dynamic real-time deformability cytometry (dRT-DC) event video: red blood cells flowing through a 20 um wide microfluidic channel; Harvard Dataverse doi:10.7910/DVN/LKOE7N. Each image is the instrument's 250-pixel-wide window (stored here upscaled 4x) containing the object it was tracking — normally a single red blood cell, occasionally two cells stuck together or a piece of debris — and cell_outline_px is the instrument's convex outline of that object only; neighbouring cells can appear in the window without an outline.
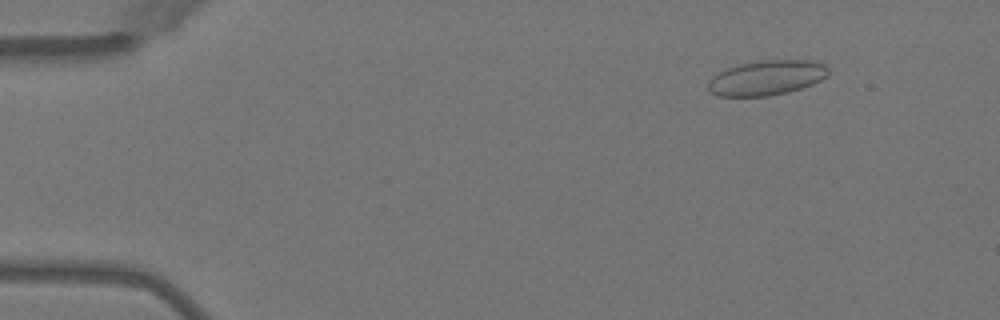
{"species": "Egyptian fruit bat (a non-hibernating species)", "species_latin": "Rousettus aegyptiacus", "temperature_condition": "warm", "stored_images_in_passage": 49, "camera_frame_rate_fps": 3000, "um_per_image_px": 0.085, "animal": {"sex": "female"}, "frame": {"image": 1, "passage_image": 6, "time_ms": 1.667, "image_size_px": [1000, 320], "cell_outline_px": [[828, 76], [812, 84], [788, 92], [768, 96], [716, 96], [708, 88], [708, 84], [712, 76], [736, 64], [760, 60], [812, 60], [824, 64], [828, 68]], "centroid_in_image_um": [65.17, 6.6], "position_along_channel_um": 19.8, "area_um2": 24.45}}
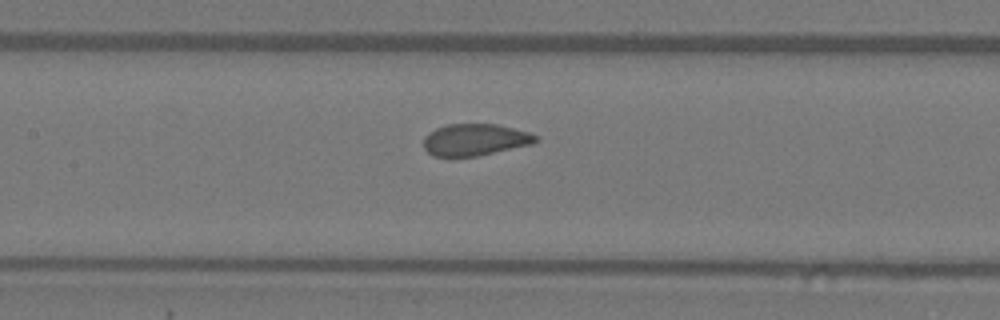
{"frame": {"image": 2, "passage_image": 24, "time_ms": 7.667, "image_size_px": [1000, 320], "cell_outline_px": [[540, 140], [532, 144], [476, 156], [456, 160], [448, 160], [432, 156], [424, 148], [424, 136], [428, 132], [436, 128], [448, 124], [496, 124], [528, 132], [540, 136]], "centroid_in_image_um": [40.31, 11.92], "position_along_channel_um": 167.1, "area_um2": 21.5}}
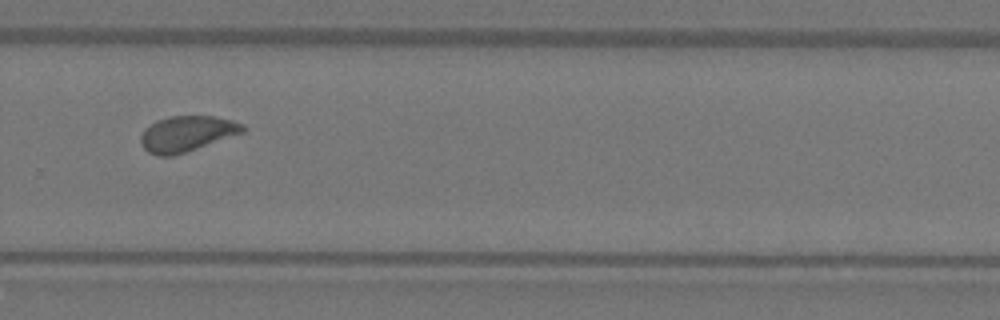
{"frame": {"image": 3, "passage_image": 35, "time_ms": 11.333, "image_size_px": [1000, 320], "cell_outline_px": [[244, 132], [172, 156], [156, 156], [148, 152], [140, 144], [140, 136], [144, 128], [156, 120], [168, 116], [212, 116], [232, 120], [244, 124]], "centroid_in_image_um": [15.83, 11.36], "position_along_channel_um": 314.0, "area_um2": 21.1}}